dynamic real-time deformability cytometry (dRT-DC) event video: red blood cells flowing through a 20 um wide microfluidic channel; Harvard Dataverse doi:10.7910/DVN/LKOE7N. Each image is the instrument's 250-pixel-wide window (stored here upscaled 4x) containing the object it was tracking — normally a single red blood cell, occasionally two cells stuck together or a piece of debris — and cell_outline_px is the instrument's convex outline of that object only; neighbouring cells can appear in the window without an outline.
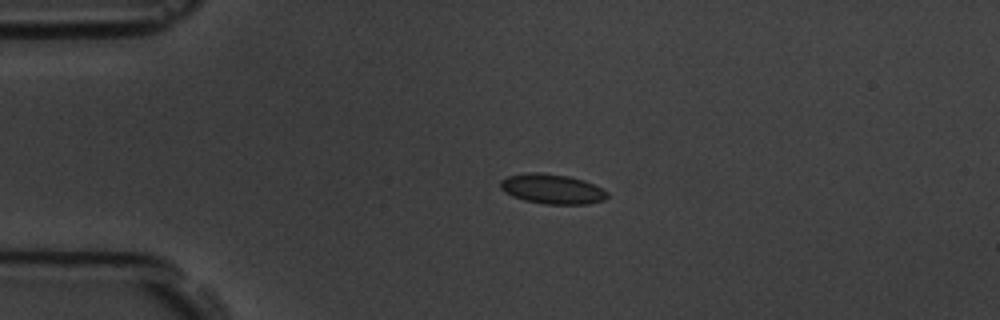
{"species": "common noctule bat (a hibernating species)", "species_latin": "Nyctalus noctula", "temperature_condition": "room temperature", "stored_images_in_passage": 6, "segment_of_instrument_passage": [1, 2], "camera_frame_rate_fps": 3000, "um_per_image_px": 0.085, "animal": {"sex": "male", "body_mass_g": 19.5, "forearm_length_mm": 54.6}, "frame": {"image": 1, "passage_image": 4, "time_ms": 3.667, "image_size_px": [1000, 320], "cell_outline_px": [[608, 196], [604, 200], [588, 204], [544, 204], [524, 200], [512, 196], [504, 192], [500, 188], [500, 180], [508, 176], [524, 172], [540, 172], [568, 176], [584, 180], [608, 192]], "centroid_in_image_um": [46.9, 16.06], "position_along_channel_um": 38.1, "area_um2": 18.67}}